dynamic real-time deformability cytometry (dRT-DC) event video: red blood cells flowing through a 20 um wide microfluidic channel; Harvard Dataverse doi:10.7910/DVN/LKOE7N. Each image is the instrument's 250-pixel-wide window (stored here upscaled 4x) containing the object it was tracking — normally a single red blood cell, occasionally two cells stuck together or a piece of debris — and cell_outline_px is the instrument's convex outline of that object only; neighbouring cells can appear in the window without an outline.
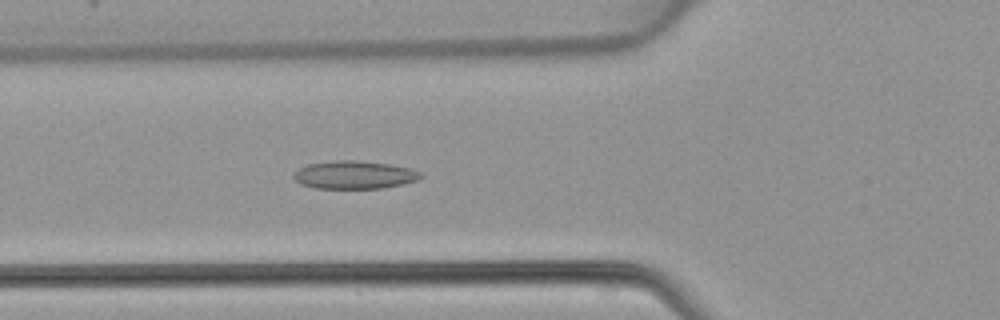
{"species": "common noctule bat (a hibernating species)", "species_latin": "Nyctalus noctula", "temperature_condition": "warm", "stored_images_in_passage": 48, "camera_frame_rate_fps": 3000, "um_per_image_px": 0.085, "animal": {"sex": "female", "body_mass_g": 22.7, "forearm_length_mm": 54.2}, "frame": {"image": 1, "passage_image": 18, "time_ms": 5.667, "image_size_px": [1000, 320], "cell_outline_px": [[424, 176], [420, 180], [404, 184], [384, 188], [312, 188], [300, 184], [292, 176], [300, 168], [308, 164], [336, 160], [356, 160], [392, 164], [412, 168], [420, 172]], "centroid_in_image_um": [30.18, 14.86], "position_along_channel_um": 95.6, "area_um2": 20.98}}
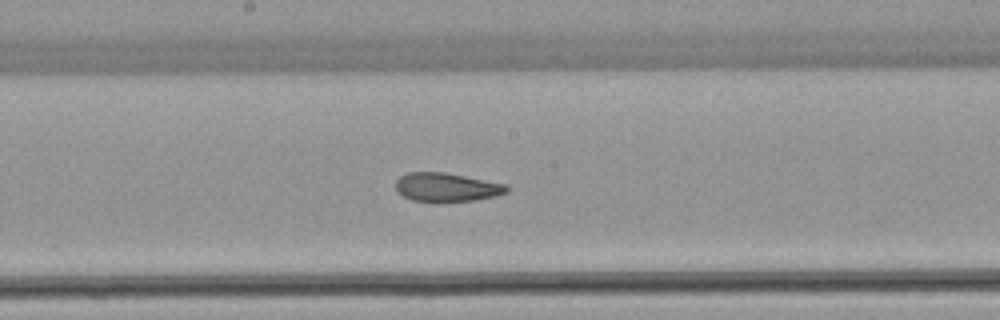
{"frame": {"image": 2, "passage_image": 26, "time_ms": 8.333, "image_size_px": [1000, 320], "cell_outline_px": [[508, 192], [496, 196], [472, 200], [412, 200], [396, 192], [396, 180], [400, 176], [408, 172], [444, 172], [508, 184]], "centroid_in_image_um": [37.97, 15.88], "position_along_channel_um": 210.2, "area_um2": 18.26}}
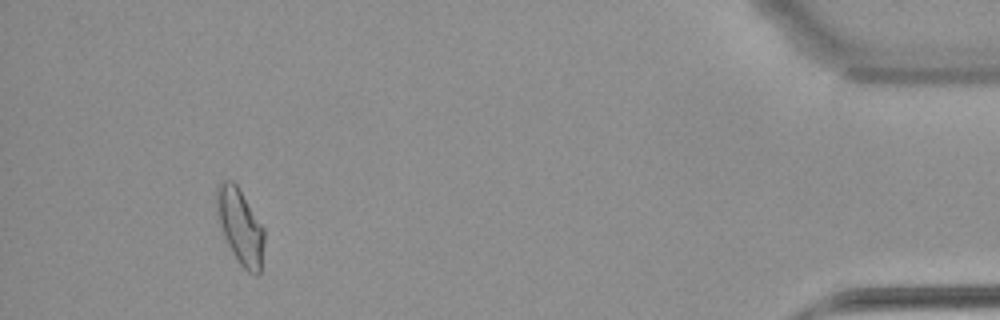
{"frame": {"image": 3, "passage_image": 45, "time_ms": 14.667, "image_size_px": [1000, 320], "cell_outline_px": [[264, 240], [260, 272], [256, 276], [248, 272], [236, 260], [224, 236], [220, 224], [216, 208], [216, 188], [220, 180], [232, 180], [236, 184], [264, 228]], "centroid_in_image_um": [20.41, 19.24], "position_along_channel_um": 414.8, "area_um2": 20.75}}